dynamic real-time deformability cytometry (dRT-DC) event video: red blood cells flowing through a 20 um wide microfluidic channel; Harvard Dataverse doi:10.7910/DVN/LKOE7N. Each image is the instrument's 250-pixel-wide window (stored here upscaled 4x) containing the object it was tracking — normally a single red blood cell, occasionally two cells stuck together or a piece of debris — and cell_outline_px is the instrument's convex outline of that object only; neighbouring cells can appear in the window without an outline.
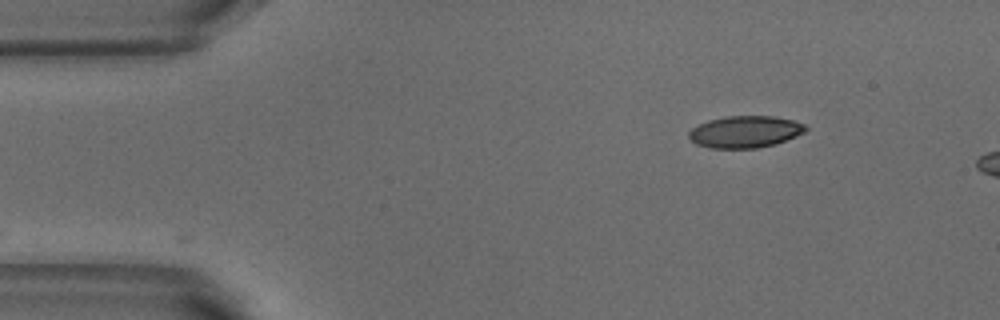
{"species": "common noctule bat (a hibernating species)", "species_latin": "Nyctalus noctula", "temperature_condition": "warm", "stored_images_in_passage": 5, "camera_frame_rate_fps": 3000, "um_per_image_px": 0.085, "animal": {"sex": "male", "body_mass_g": 18.8}, "frame": {"image": 1, "passage_image": 1, "time_ms": 0.0, "image_size_px": [1000, 320], "cell_outline_px": [[808, 128], [804, 132], [796, 136], [776, 144], [756, 148], [712, 148], [696, 144], [688, 136], [688, 132], [692, 128], [708, 120], [724, 116], [776, 116], [792, 120], [804, 124]], "centroid_in_image_um": [63.34, 11.2], "position_along_channel_um": 21.7, "area_um2": 21.68}}